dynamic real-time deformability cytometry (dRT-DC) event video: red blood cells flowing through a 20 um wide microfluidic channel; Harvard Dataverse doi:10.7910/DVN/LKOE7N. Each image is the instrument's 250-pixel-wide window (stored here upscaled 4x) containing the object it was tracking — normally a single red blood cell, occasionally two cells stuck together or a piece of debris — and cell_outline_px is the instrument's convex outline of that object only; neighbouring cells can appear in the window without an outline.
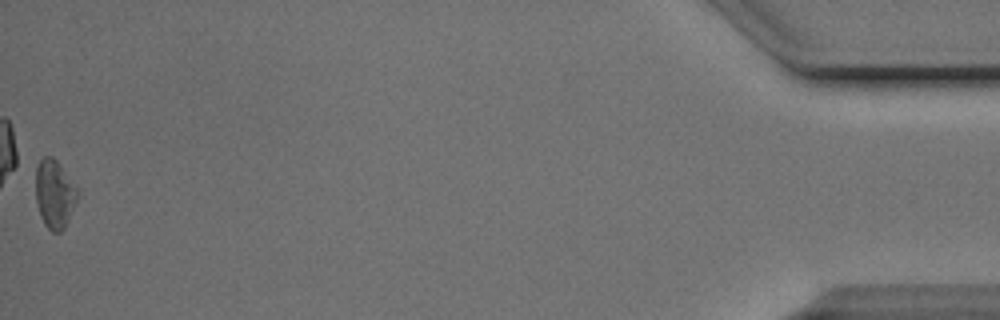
{"species": "Egyptian fruit bat (a non-hibernating species)", "species_latin": "Rousettus aegyptiacus", "temperature_condition": "cold", "stored_images_in_passage": 40, "camera_frame_rate_fps": 3000, "um_per_image_px": 0.085, "animal": {"sex": "male"}, "frame": {"image": 1, "passage_image": 40, "time_ms": 13.0, "image_size_px": [1000, 320], "cell_outline_px": [[80, 192], [64, 228], [60, 232], [52, 232], [44, 224], [40, 216], [36, 200], [36, 168], [40, 160], [44, 156], [52, 156], [56, 160]], "centroid_in_image_um": [4.63, 16.49], "position_along_channel_um": 430.6, "area_um2": 16.47}, "authors_computed_cell_mechanics": {"area_um2": 16.184, "velocity_mm_per_s": 3.8871, "shape_relaxation_time_tau1_ms": 6.5443, "shape_relaxation_time_tau2_ms": 6.0274, "deformation_change_tau1": 0.1318, "deformation_change_tau2": 0.1106}}